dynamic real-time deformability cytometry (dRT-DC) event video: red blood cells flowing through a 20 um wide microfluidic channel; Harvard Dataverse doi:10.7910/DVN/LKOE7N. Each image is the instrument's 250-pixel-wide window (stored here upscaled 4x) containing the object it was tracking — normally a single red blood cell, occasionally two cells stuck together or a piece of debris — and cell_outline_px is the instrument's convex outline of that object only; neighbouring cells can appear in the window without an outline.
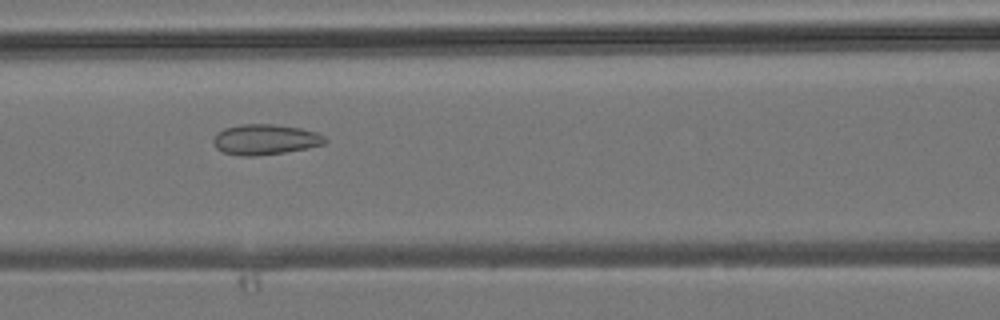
{"species": "common noctule bat (a hibernating species)", "species_latin": "Nyctalus noctula", "temperature_condition": "room temperature", "stored_images_in_passage": 33, "camera_frame_rate_fps": 3000, "um_per_image_px": 0.085, "animal": {"sex": "male", "body_mass_g": 19.2, "forearm_length_mm": 51.8}, "frame": {"image": 1, "passage_image": 10, "time_ms": 3.0, "image_size_px": [1000, 320], "cell_outline_px": [[328, 140], [324, 144], [308, 148], [284, 152], [256, 156], [244, 156], [224, 152], [216, 148], [212, 140], [216, 132], [224, 128], [240, 124], [272, 124], [300, 128], [316, 132], [324, 136]], "centroid_in_image_um": [22.52, 11.85], "position_along_channel_um": 144.1, "area_um2": 19.83}}
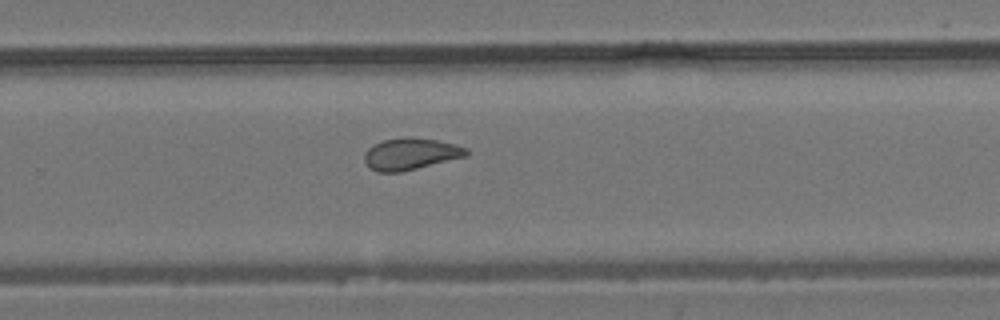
{"frame": {"image": 2, "passage_image": 20, "time_ms": 6.333, "image_size_px": [1000, 320], "cell_outline_px": [[468, 156], [400, 172], [376, 172], [368, 168], [364, 160], [364, 152], [368, 148], [384, 140], [404, 136], [412, 136], [436, 140], [456, 144], [468, 148]], "centroid_in_image_um": [34.9, 13.08], "position_along_channel_um": 294.9, "area_um2": 19.07}}
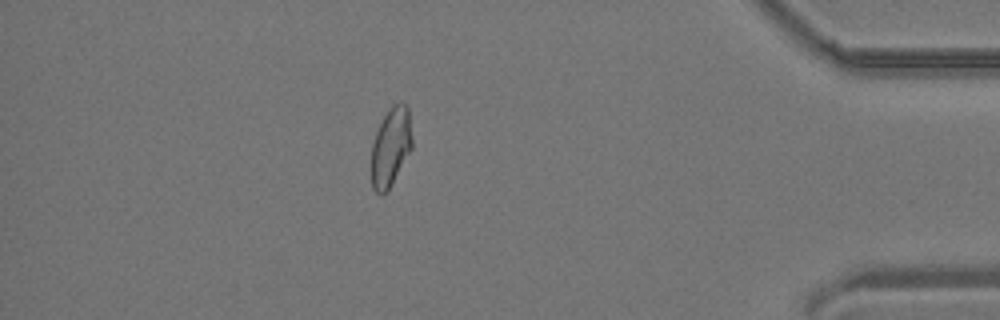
{"frame": {"image": 3, "passage_image": 30, "time_ms": 9.667, "image_size_px": [1000, 320], "cell_outline_px": [[412, 148], [388, 192], [380, 196], [372, 188], [372, 144], [376, 132], [388, 108], [392, 104], [400, 100], [408, 104], [412, 136]], "centroid_in_image_um": [33.23, 12.47], "position_along_channel_um": 402.0, "area_um2": 19.07}}